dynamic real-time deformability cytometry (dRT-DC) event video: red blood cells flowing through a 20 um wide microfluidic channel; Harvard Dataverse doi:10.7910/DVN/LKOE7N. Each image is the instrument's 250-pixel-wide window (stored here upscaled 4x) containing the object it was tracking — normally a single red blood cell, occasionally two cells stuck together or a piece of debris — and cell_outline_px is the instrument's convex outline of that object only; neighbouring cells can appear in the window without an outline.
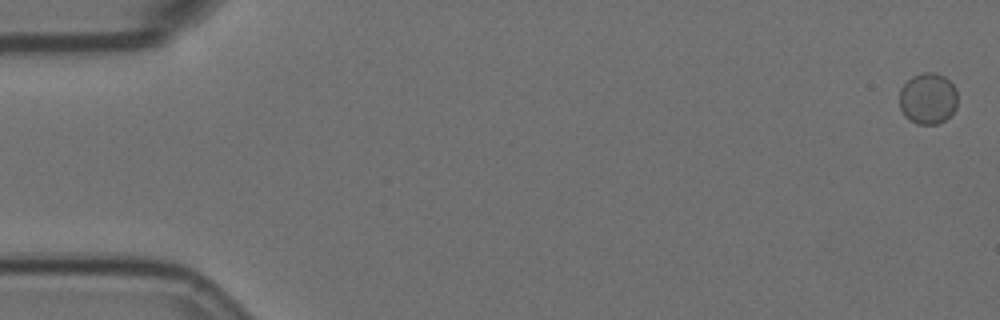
{"species": "Egyptian fruit bat (a non-hibernating species)", "species_latin": "Rousettus aegyptiacus", "temperature_condition": "room temperature", "stored_images_in_passage": 7, "camera_frame_rate_fps": 3000, "um_per_image_px": 0.085, "animal": {"sex": "female"}, "frame": {"image": 1, "passage_image": 1, "time_ms": 0.0, "image_size_px": [1000, 320], "cell_outline_px": [[956, 108], [944, 120], [936, 124], [916, 124], [904, 116], [900, 108], [900, 88], [912, 76], [924, 72], [936, 72], [944, 76], [956, 88]], "centroid_in_image_um": [78.86, 8.36], "position_along_channel_um": 6.1, "area_um2": 17.34}}
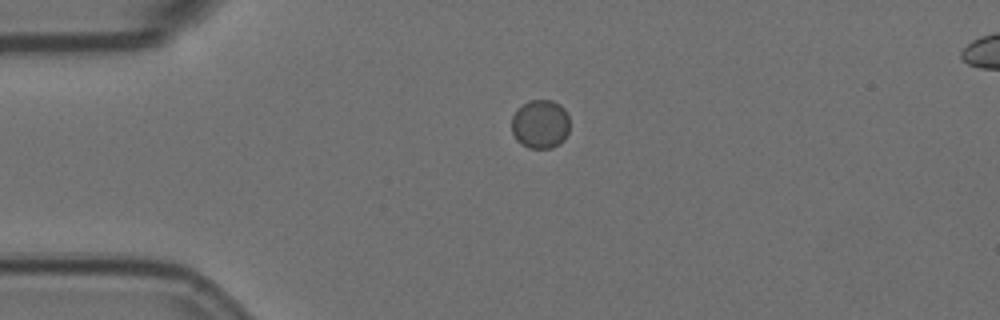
{"frame": {"image": 2, "passage_image": 5, "time_ms": 1.333, "image_size_px": [1000, 320], "cell_outline_px": [[568, 132], [564, 140], [560, 144], [552, 148], [528, 148], [520, 144], [516, 140], [512, 132], [512, 116], [528, 100], [552, 100], [560, 104], [568, 112]], "centroid_in_image_um": [45.94, 10.56], "position_along_channel_um": 39.1, "area_um2": 16.65}}
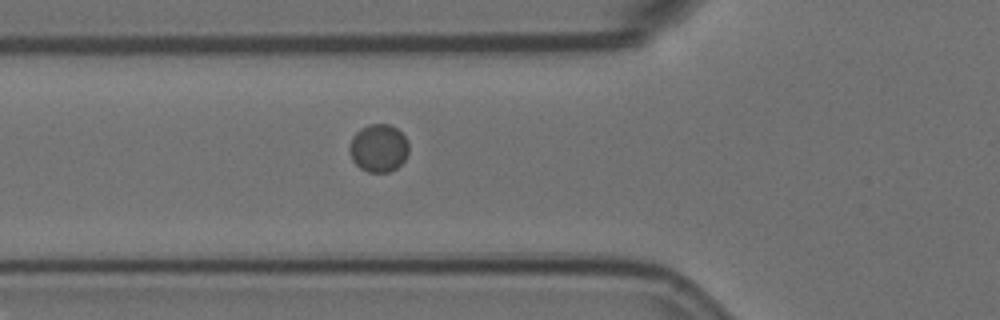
{"frame": {"image": 3, "passage_image": 7, "time_ms": 2.0, "image_size_px": [1000, 320], "cell_outline_px": [[408, 152], [404, 160], [396, 168], [388, 172], [368, 172], [360, 168], [352, 160], [348, 148], [352, 136], [360, 128], [368, 124], [388, 124], [396, 128], [408, 140]], "centroid_in_image_um": [32.16, 12.58], "position_along_channel_um": 93.6, "area_um2": 16.59}}